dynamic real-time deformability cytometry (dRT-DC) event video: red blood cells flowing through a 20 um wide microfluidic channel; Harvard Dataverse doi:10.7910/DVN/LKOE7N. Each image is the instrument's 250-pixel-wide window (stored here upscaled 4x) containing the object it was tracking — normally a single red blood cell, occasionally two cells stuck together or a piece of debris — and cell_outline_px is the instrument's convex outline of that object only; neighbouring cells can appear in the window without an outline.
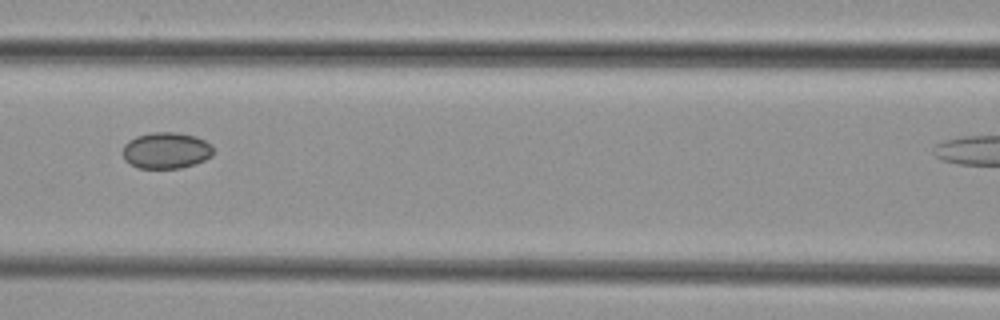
{"species": "common noctule bat (a hibernating species)", "species_latin": "Nyctalus noctula", "temperature_condition": "cold", "stored_images_in_passage": 9, "camera_frame_rate_fps": 3000, "um_per_image_px": 0.085, "animal": {"sex": "female", "body_mass_g": 29.2, "forearm_length_mm": 56.3}, "frame": {"image": 1, "passage_image": 7, "time_ms": 7.0, "image_size_px": [1000, 320], "cell_outline_px": [[212, 156], [196, 164], [180, 168], [136, 168], [124, 160], [120, 152], [124, 144], [128, 140], [136, 136], [152, 132], [176, 132], [196, 136], [212, 144]], "centroid_in_image_um": [14.08, 12.79], "position_along_channel_um": 152.5, "area_um2": 19.54}}
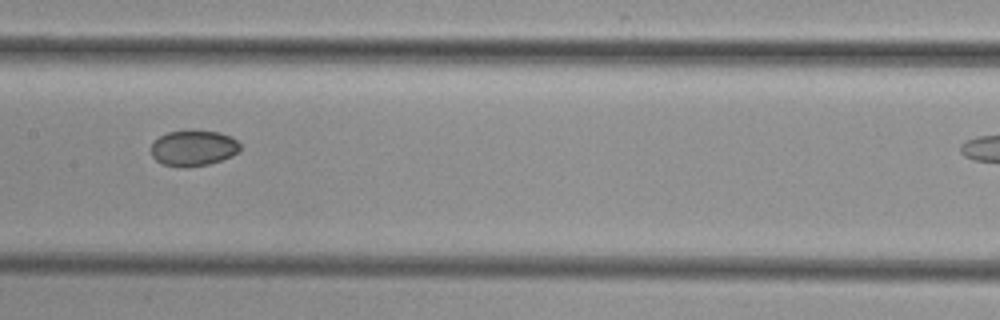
{"frame": {"image": 2, "passage_image": 8, "time_ms": 8.0, "image_size_px": [1000, 320], "cell_outline_px": [[240, 152], [232, 156], [208, 164], [188, 168], [184, 168], [164, 164], [156, 160], [152, 156], [152, 144], [160, 136], [168, 132], [220, 132], [232, 136], [240, 144]], "centroid_in_image_um": [16.48, 12.62], "position_along_channel_um": 190.9, "area_um2": 18.26}}